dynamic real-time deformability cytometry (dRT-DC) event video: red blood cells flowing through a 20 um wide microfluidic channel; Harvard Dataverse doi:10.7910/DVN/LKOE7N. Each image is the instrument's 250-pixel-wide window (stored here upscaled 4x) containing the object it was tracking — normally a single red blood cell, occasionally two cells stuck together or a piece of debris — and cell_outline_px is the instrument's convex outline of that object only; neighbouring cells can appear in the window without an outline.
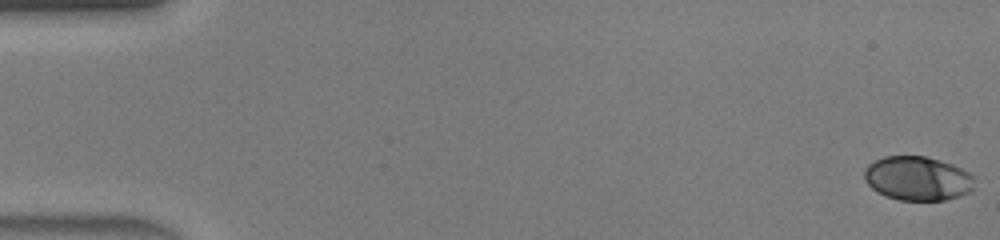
{"species": "human", "species_latin": "Homo sapiens", "temperature_condition": "warm", "stored_images_in_passage": 47, "camera_frame_rate_fps": 3000, "um_per_image_px": 0.085, "donor": {"sex": "male"}, "frame": {"image": 1, "passage_image": 1, "time_ms": 0.0, "image_size_px": [1000, 240], "cell_outline_px": [[976, 188], [960, 196], [944, 200], [900, 200], [884, 196], [876, 192], [864, 180], [864, 168], [868, 164], [884, 156], [924, 156], [940, 160], [952, 164], [976, 176]], "centroid_in_image_um": [78.02, 15.17], "position_along_channel_um": 7.0, "area_um2": 28.73}}
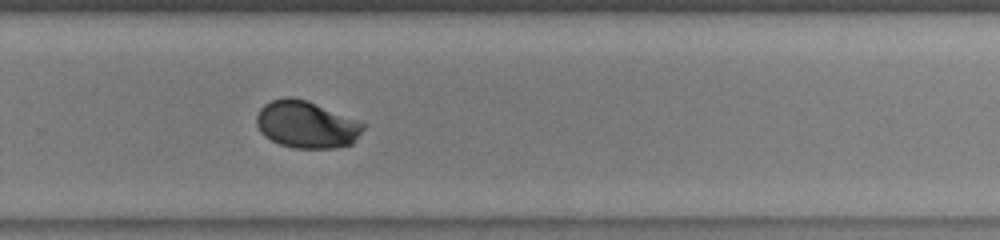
{"frame": {"image": 2, "passage_image": 32, "time_ms": 10.333, "image_size_px": [1000, 240], "cell_outline_px": [[364, 128], [352, 144], [336, 148], [296, 148], [280, 144], [264, 136], [260, 132], [256, 124], [256, 116], [260, 108], [264, 104], [272, 100], [284, 96], [292, 96], [308, 100], [364, 120]], "centroid_in_image_um": [26.09, 10.55], "position_along_channel_um": 303.7, "area_um2": 30.0}}
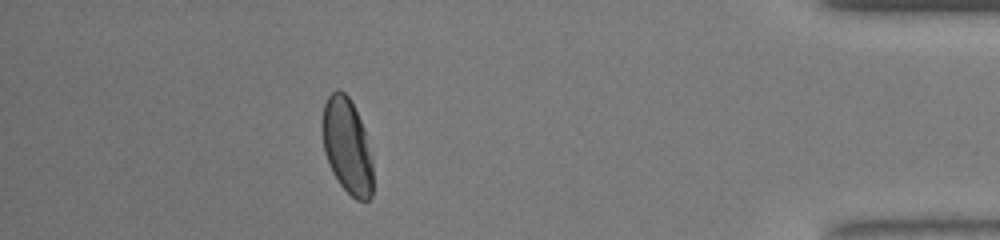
{"frame": {"image": 3, "passage_image": 42, "time_ms": 13.667, "image_size_px": [1000, 240], "cell_outline_px": [[372, 196], [368, 200], [356, 200], [340, 184], [332, 172], [324, 152], [320, 128], [320, 120], [324, 104], [328, 96], [336, 88], [344, 92], [348, 96], [364, 128], [372, 160]], "centroid_in_image_um": [29.46, 12.39], "position_along_channel_um": 405.7, "area_um2": 28.32}, "authors_computed_cell_mechanics": {"area_um2": 29.1312, "velocity_mm_per_s": 4.4778, "shape_relaxation_time_tau1_ms": 3.2372, "shape_relaxation_time_tau2_ms": null, "deformation_change_tau1": 0.1466, "deformation_change_tau2": null}}